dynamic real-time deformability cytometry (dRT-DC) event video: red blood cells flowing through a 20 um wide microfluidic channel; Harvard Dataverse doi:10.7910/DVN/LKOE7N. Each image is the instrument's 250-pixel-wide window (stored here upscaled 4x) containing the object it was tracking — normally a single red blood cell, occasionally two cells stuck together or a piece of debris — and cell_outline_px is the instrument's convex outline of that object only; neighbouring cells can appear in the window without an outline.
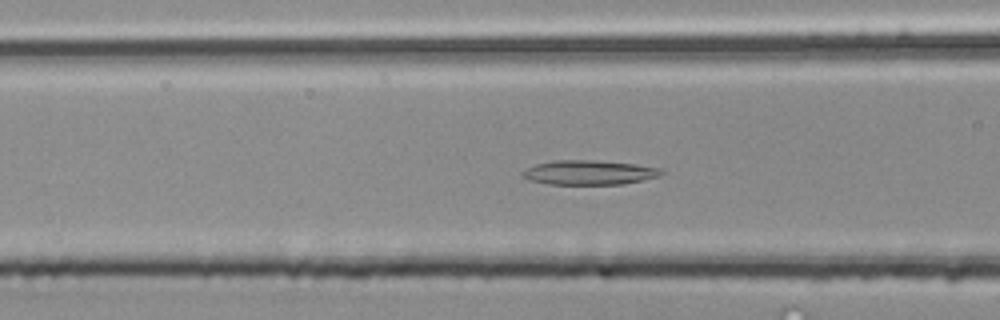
{"species": "common noctule bat (a hibernating species)", "species_latin": "Nyctalus noctula", "temperature_condition": "room temperature", "stored_images_in_passage": 51, "camera_frame_rate_fps": 3000, "um_per_image_px": 0.085, "animal": {"sex": "male", "body_mass_g": 20.4}, "frame": {"image": 1, "passage_image": 20, "time_ms": 6.333, "image_size_px": [1000, 320], "cell_outline_px": [[664, 172], [660, 176], [644, 180], [620, 184], [548, 184], [528, 180], [520, 176], [520, 172], [524, 168], [536, 164], [556, 160], [592, 160], [636, 164], [660, 168]], "centroid_in_image_um": [50.03, 14.66], "position_along_channel_um": 116.6, "area_um2": 19.94}}
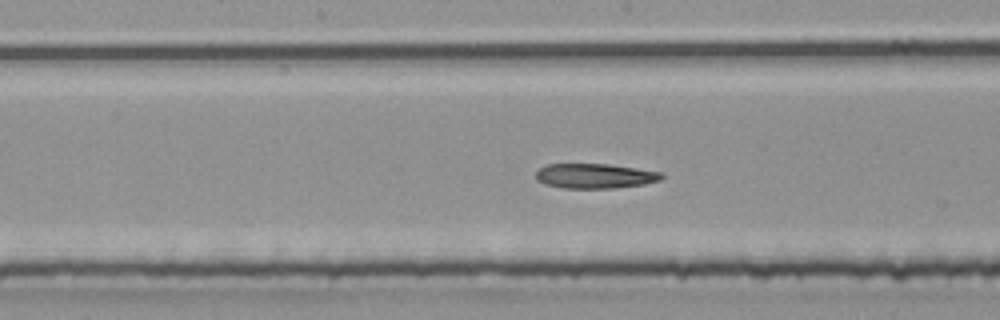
{"frame": {"image": 2, "passage_image": 26, "time_ms": 8.333, "image_size_px": [1000, 320], "cell_outline_px": [[664, 176], [660, 180], [644, 184], [612, 188], [564, 188], [544, 184], [536, 180], [536, 172], [540, 168], [548, 164], [608, 164], [636, 168], [660, 172]], "centroid_in_image_um": [50.54, 14.96], "position_along_channel_um": 197.7, "area_um2": 18.09}}
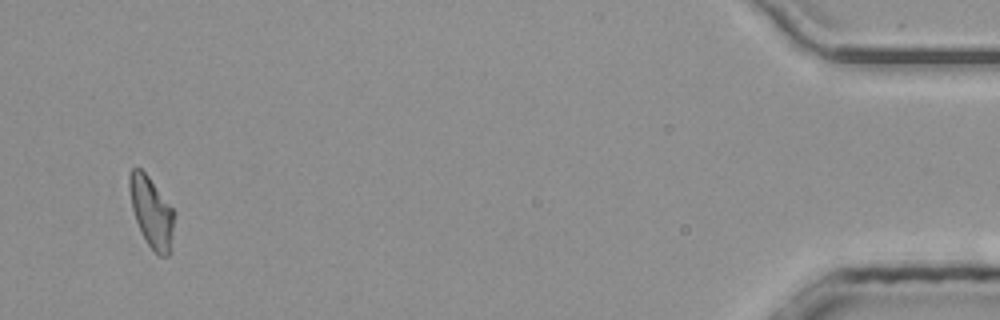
{"frame": {"image": 3, "passage_image": 49, "time_ms": 16.0, "image_size_px": [1000, 320], "cell_outline_px": [[176, 212], [168, 256], [160, 256], [148, 244], [136, 220], [132, 208], [128, 188], [128, 180], [132, 168], [140, 168], [148, 176]], "centroid_in_image_um": [12.88, 17.99], "position_along_channel_um": 422.3, "area_um2": 18.09}}